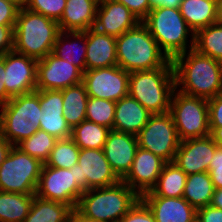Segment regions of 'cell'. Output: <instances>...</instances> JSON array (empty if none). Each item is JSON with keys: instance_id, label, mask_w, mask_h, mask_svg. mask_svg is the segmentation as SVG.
I'll return each instance as SVG.
<instances>
[{"instance_id": "6da1fadb", "label": "cell", "mask_w": 222, "mask_h": 222, "mask_svg": "<svg viewBox=\"0 0 222 222\" xmlns=\"http://www.w3.org/2000/svg\"><path fill=\"white\" fill-rule=\"evenodd\" d=\"M175 89L198 98L222 93V63L191 49L172 60Z\"/></svg>"}, {"instance_id": "7a4b0ae2", "label": "cell", "mask_w": 222, "mask_h": 222, "mask_svg": "<svg viewBox=\"0 0 222 222\" xmlns=\"http://www.w3.org/2000/svg\"><path fill=\"white\" fill-rule=\"evenodd\" d=\"M117 65L128 73L164 67L170 59L139 22L116 38Z\"/></svg>"}, {"instance_id": "3957f363", "label": "cell", "mask_w": 222, "mask_h": 222, "mask_svg": "<svg viewBox=\"0 0 222 222\" xmlns=\"http://www.w3.org/2000/svg\"><path fill=\"white\" fill-rule=\"evenodd\" d=\"M140 196L122 180L112 186L84 191L76 211L96 222H120Z\"/></svg>"}, {"instance_id": "277c9868", "label": "cell", "mask_w": 222, "mask_h": 222, "mask_svg": "<svg viewBox=\"0 0 222 222\" xmlns=\"http://www.w3.org/2000/svg\"><path fill=\"white\" fill-rule=\"evenodd\" d=\"M141 22L170 60L194 48L195 33L179 8H153Z\"/></svg>"}, {"instance_id": "5b68a950", "label": "cell", "mask_w": 222, "mask_h": 222, "mask_svg": "<svg viewBox=\"0 0 222 222\" xmlns=\"http://www.w3.org/2000/svg\"><path fill=\"white\" fill-rule=\"evenodd\" d=\"M58 21L25 9H19L14 26V51L34 58L43 59L53 51L60 34Z\"/></svg>"}, {"instance_id": "8992f818", "label": "cell", "mask_w": 222, "mask_h": 222, "mask_svg": "<svg viewBox=\"0 0 222 222\" xmlns=\"http://www.w3.org/2000/svg\"><path fill=\"white\" fill-rule=\"evenodd\" d=\"M175 89L173 64L164 67L129 73V95L152 114L170 111V101Z\"/></svg>"}, {"instance_id": "52a82bcc", "label": "cell", "mask_w": 222, "mask_h": 222, "mask_svg": "<svg viewBox=\"0 0 222 222\" xmlns=\"http://www.w3.org/2000/svg\"><path fill=\"white\" fill-rule=\"evenodd\" d=\"M0 109V135L16 146L38 131L42 116L40 90L13 97Z\"/></svg>"}, {"instance_id": "ba28073f", "label": "cell", "mask_w": 222, "mask_h": 222, "mask_svg": "<svg viewBox=\"0 0 222 222\" xmlns=\"http://www.w3.org/2000/svg\"><path fill=\"white\" fill-rule=\"evenodd\" d=\"M169 112L180 141L210 136L208 100L174 89Z\"/></svg>"}, {"instance_id": "9c48e42d", "label": "cell", "mask_w": 222, "mask_h": 222, "mask_svg": "<svg viewBox=\"0 0 222 222\" xmlns=\"http://www.w3.org/2000/svg\"><path fill=\"white\" fill-rule=\"evenodd\" d=\"M43 163L17 146L0 164V191L35 194Z\"/></svg>"}, {"instance_id": "30bf717a", "label": "cell", "mask_w": 222, "mask_h": 222, "mask_svg": "<svg viewBox=\"0 0 222 222\" xmlns=\"http://www.w3.org/2000/svg\"><path fill=\"white\" fill-rule=\"evenodd\" d=\"M138 147L151 151L166 162H173L180 139L170 112L152 114L136 135Z\"/></svg>"}, {"instance_id": "8fae6325", "label": "cell", "mask_w": 222, "mask_h": 222, "mask_svg": "<svg viewBox=\"0 0 222 222\" xmlns=\"http://www.w3.org/2000/svg\"><path fill=\"white\" fill-rule=\"evenodd\" d=\"M83 193L75 182L74 166L63 169L43 164L35 193L37 197L67 204L75 210Z\"/></svg>"}, {"instance_id": "7c38bea8", "label": "cell", "mask_w": 222, "mask_h": 222, "mask_svg": "<svg viewBox=\"0 0 222 222\" xmlns=\"http://www.w3.org/2000/svg\"><path fill=\"white\" fill-rule=\"evenodd\" d=\"M74 175L76 184L83 191L109 187L121 181L108 163L103 149H80Z\"/></svg>"}, {"instance_id": "4fadbf2b", "label": "cell", "mask_w": 222, "mask_h": 222, "mask_svg": "<svg viewBox=\"0 0 222 222\" xmlns=\"http://www.w3.org/2000/svg\"><path fill=\"white\" fill-rule=\"evenodd\" d=\"M82 83L88 97L116 102L129 94V73L118 65L86 70Z\"/></svg>"}, {"instance_id": "5bb4252c", "label": "cell", "mask_w": 222, "mask_h": 222, "mask_svg": "<svg viewBox=\"0 0 222 222\" xmlns=\"http://www.w3.org/2000/svg\"><path fill=\"white\" fill-rule=\"evenodd\" d=\"M83 71L52 52L37 63L36 90H62L82 83Z\"/></svg>"}, {"instance_id": "9a60e30c", "label": "cell", "mask_w": 222, "mask_h": 222, "mask_svg": "<svg viewBox=\"0 0 222 222\" xmlns=\"http://www.w3.org/2000/svg\"><path fill=\"white\" fill-rule=\"evenodd\" d=\"M37 63L34 58L10 51L5 54V88L11 98L36 90Z\"/></svg>"}, {"instance_id": "2e32d148", "label": "cell", "mask_w": 222, "mask_h": 222, "mask_svg": "<svg viewBox=\"0 0 222 222\" xmlns=\"http://www.w3.org/2000/svg\"><path fill=\"white\" fill-rule=\"evenodd\" d=\"M167 162L151 151L137 148L130 171L122 179L139 196L151 191L156 185Z\"/></svg>"}, {"instance_id": "e0dca14e", "label": "cell", "mask_w": 222, "mask_h": 222, "mask_svg": "<svg viewBox=\"0 0 222 222\" xmlns=\"http://www.w3.org/2000/svg\"><path fill=\"white\" fill-rule=\"evenodd\" d=\"M216 146L210 136L180 141L173 162L187 175L208 172Z\"/></svg>"}, {"instance_id": "ac0fdd59", "label": "cell", "mask_w": 222, "mask_h": 222, "mask_svg": "<svg viewBox=\"0 0 222 222\" xmlns=\"http://www.w3.org/2000/svg\"><path fill=\"white\" fill-rule=\"evenodd\" d=\"M141 22L126 6L112 0H101L96 11L94 29L98 32L119 37Z\"/></svg>"}, {"instance_id": "d6986e66", "label": "cell", "mask_w": 222, "mask_h": 222, "mask_svg": "<svg viewBox=\"0 0 222 222\" xmlns=\"http://www.w3.org/2000/svg\"><path fill=\"white\" fill-rule=\"evenodd\" d=\"M137 148L136 135L113 129L109 131L103 150L108 163L121 180L130 171Z\"/></svg>"}, {"instance_id": "ffe728a7", "label": "cell", "mask_w": 222, "mask_h": 222, "mask_svg": "<svg viewBox=\"0 0 222 222\" xmlns=\"http://www.w3.org/2000/svg\"><path fill=\"white\" fill-rule=\"evenodd\" d=\"M41 129L56 139L71 137V128L63 115V96L61 90H40Z\"/></svg>"}, {"instance_id": "44dd1931", "label": "cell", "mask_w": 222, "mask_h": 222, "mask_svg": "<svg viewBox=\"0 0 222 222\" xmlns=\"http://www.w3.org/2000/svg\"><path fill=\"white\" fill-rule=\"evenodd\" d=\"M156 222H191L197 210L183 197L140 196Z\"/></svg>"}, {"instance_id": "7402d4cb", "label": "cell", "mask_w": 222, "mask_h": 222, "mask_svg": "<svg viewBox=\"0 0 222 222\" xmlns=\"http://www.w3.org/2000/svg\"><path fill=\"white\" fill-rule=\"evenodd\" d=\"M86 70L117 65L116 38L98 32L86 31Z\"/></svg>"}, {"instance_id": "603a6c76", "label": "cell", "mask_w": 222, "mask_h": 222, "mask_svg": "<svg viewBox=\"0 0 222 222\" xmlns=\"http://www.w3.org/2000/svg\"><path fill=\"white\" fill-rule=\"evenodd\" d=\"M151 115L152 113L128 94L116 101L113 130L137 135Z\"/></svg>"}, {"instance_id": "cb8c5ba5", "label": "cell", "mask_w": 222, "mask_h": 222, "mask_svg": "<svg viewBox=\"0 0 222 222\" xmlns=\"http://www.w3.org/2000/svg\"><path fill=\"white\" fill-rule=\"evenodd\" d=\"M98 4V0H67L58 21L60 30L84 32L93 28Z\"/></svg>"}, {"instance_id": "d4e9b609", "label": "cell", "mask_w": 222, "mask_h": 222, "mask_svg": "<svg viewBox=\"0 0 222 222\" xmlns=\"http://www.w3.org/2000/svg\"><path fill=\"white\" fill-rule=\"evenodd\" d=\"M52 53L85 72L86 31H61L55 41Z\"/></svg>"}, {"instance_id": "484cf974", "label": "cell", "mask_w": 222, "mask_h": 222, "mask_svg": "<svg viewBox=\"0 0 222 222\" xmlns=\"http://www.w3.org/2000/svg\"><path fill=\"white\" fill-rule=\"evenodd\" d=\"M187 176L174 162H167L156 185L141 196L183 197Z\"/></svg>"}, {"instance_id": "4316f807", "label": "cell", "mask_w": 222, "mask_h": 222, "mask_svg": "<svg viewBox=\"0 0 222 222\" xmlns=\"http://www.w3.org/2000/svg\"><path fill=\"white\" fill-rule=\"evenodd\" d=\"M217 0H182L179 10L194 33L216 23Z\"/></svg>"}, {"instance_id": "83f0119b", "label": "cell", "mask_w": 222, "mask_h": 222, "mask_svg": "<svg viewBox=\"0 0 222 222\" xmlns=\"http://www.w3.org/2000/svg\"><path fill=\"white\" fill-rule=\"evenodd\" d=\"M73 209L64 203L33 198L30 210L23 222H70Z\"/></svg>"}, {"instance_id": "f1b7e54d", "label": "cell", "mask_w": 222, "mask_h": 222, "mask_svg": "<svg viewBox=\"0 0 222 222\" xmlns=\"http://www.w3.org/2000/svg\"><path fill=\"white\" fill-rule=\"evenodd\" d=\"M214 190L209 172L192 173L187 176L183 198L197 210L211 204Z\"/></svg>"}, {"instance_id": "f546056e", "label": "cell", "mask_w": 222, "mask_h": 222, "mask_svg": "<svg viewBox=\"0 0 222 222\" xmlns=\"http://www.w3.org/2000/svg\"><path fill=\"white\" fill-rule=\"evenodd\" d=\"M63 115L67 124L72 129L86 120V104L88 94L83 83L62 89Z\"/></svg>"}, {"instance_id": "4dcf8cb0", "label": "cell", "mask_w": 222, "mask_h": 222, "mask_svg": "<svg viewBox=\"0 0 222 222\" xmlns=\"http://www.w3.org/2000/svg\"><path fill=\"white\" fill-rule=\"evenodd\" d=\"M34 196L0 191V222H23Z\"/></svg>"}, {"instance_id": "1f68e13d", "label": "cell", "mask_w": 222, "mask_h": 222, "mask_svg": "<svg viewBox=\"0 0 222 222\" xmlns=\"http://www.w3.org/2000/svg\"><path fill=\"white\" fill-rule=\"evenodd\" d=\"M111 129L83 120L71 129V138L80 149H103Z\"/></svg>"}, {"instance_id": "d6a6232c", "label": "cell", "mask_w": 222, "mask_h": 222, "mask_svg": "<svg viewBox=\"0 0 222 222\" xmlns=\"http://www.w3.org/2000/svg\"><path fill=\"white\" fill-rule=\"evenodd\" d=\"M193 49L222 63V25L213 23L197 30Z\"/></svg>"}, {"instance_id": "836d02e7", "label": "cell", "mask_w": 222, "mask_h": 222, "mask_svg": "<svg viewBox=\"0 0 222 222\" xmlns=\"http://www.w3.org/2000/svg\"><path fill=\"white\" fill-rule=\"evenodd\" d=\"M58 139L38 129L36 133L23 139L16 146L31 157L39 159L43 164L49 159L51 150Z\"/></svg>"}, {"instance_id": "e575fe53", "label": "cell", "mask_w": 222, "mask_h": 222, "mask_svg": "<svg viewBox=\"0 0 222 222\" xmlns=\"http://www.w3.org/2000/svg\"><path fill=\"white\" fill-rule=\"evenodd\" d=\"M80 148L70 137L56 141L51 150L49 159L45 162L46 166L52 168L70 169L78 162Z\"/></svg>"}, {"instance_id": "d590c367", "label": "cell", "mask_w": 222, "mask_h": 222, "mask_svg": "<svg viewBox=\"0 0 222 222\" xmlns=\"http://www.w3.org/2000/svg\"><path fill=\"white\" fill-rule=\"evenodd\" d=\"M116 102L89 97L86 104V120L113 129Z\"/></svg>"}, {"instance_id": "8d00e7d4", "label": "cell", "mask_w": 222, "mask_h": 222, "mask_svg": "<svg viewBox=\"0 0 222 222\" xmlns=\"http://www.w3.org/2000/svg\"><path fill=\"white\" fill-rule=\"evenodd\" d=\"M66 1L67 0H31L27 9L59 21L63 15Z\"/></svg>"}, {"instance_id": "74e56055", "label": "cell", "mask_w": 222, "mask_h": 222, "mask_svg": "<svg viewBox=\"0 0 222 222\" xmlns=\"http://www.w3.org/2000/svg\"><path fill=\"white\" fill-rule=\"evenodd\" d=\"M120 222H156L148 206L139 199L134 206L121 218Z\"/></svg>"}, {"instance_id": "f35d334b", "label": "cell", "mask_w": 222, "mask_h": 222, "mask_svg": "<svg viewBox=\"0 0 222 222\" xmlns=\"http://www.w3.org/2000/svg\"><path fill=\"white\" fill-rule=\"evenodd\" d=\"M215 189L222 188V147L216 146L208 170Z\"/></svg>"}, {"instance_id": "ab89813d", "label": "cell", "mask_w": 222, "mask_h": 222, "mask_svg": "<svg viewBox=\"0 0 222 222\" xmlns=\"http://www.w3.org/2000/svg\"><path fill=\"white\" fill-rule=\"evenodd\" d=\"M209 126L222 127V93L208 100Z\"/></svg>"}, {"instance_id": "60d3db41", "label": "cell", "mask_w": 222, "mask_h": 222, "mask_svg": "<svg viewBox=\"0 0 222 222\" xmlns=\"http://www.w3.org/2000/svg\"><path fill=\"white\" fill-rule=\"evenodd\" d=\"M126 6L140 21L150 12L149 0H112Z\"/></svg>"}, {"instance_id": "b9f144b4", "label": "cell", "mask_w": 222, "mask_h": 222, "mask_svg": "<svg viewBox=\"0 0 222 222\" xmlns=\"http://www.w3.org/2000/svg\"><path fill=\"white\" fill-rule=\"evenodd\" d=\"M19 8L9 0H0V25H16Z\"/></svg>"}, {"instance_id": "7bdbcfd3", "label": "cell", "mask_w": 222, "mask_h": 222, "mask_svg": "<svg viewBox=\"0 0 222 222\" xmlns=\"http://www.w3.org/2000/svg\"><path fill=\"white\" fill-rule=\"evenodd\" d=\"M14 26L0 25V56L14 49Z\"/></svg>"}, {"instance_id": "ee69618b", "label": "cell", "mask_w": 222, "mask_h": 222, "mask_svg": "<svg viewBox=\"0 0 222 222\" xmlns=\"http://www.w3.org/2000/svg\"><path fill=\"white\" fill-rule=\"evenodd\" d=\"M197 216L201 222H222V209L207 205L197 209Z\"/></svg>"}, {"instance_id": "f6af8a7d", "label": "cell", "mask_w": 222, "mask_h": 222, "mask_svg": "<svg viewBox=\"0 0 222 222\" xmlns=\"http://www.w3.org/2000/svg\"><path fill=\"white\" fill-rule=\"evenodd\" d=\"M5 80V54L0 56V106L6 104L11 97L6 92Z\"/></svg>"}, {"instance_id": "bcb514c9", "label": "cell", "mask_w": 222, "mask_h": 222, "mask_svg": "<svg viewBox=\"0 0 222 222\" xmlns=\"http://www.w3.org/2000/svg\"><path fill=\"white\" fill-rule=\"evenodd\" d=\"M13 145L10 144L5 138L0 135V164L5 160L8 156L10 150Z\"/></svg>"}, {"instance_id": "7dc6e473", "label": "cell", "mask_w": 222, "mask_h": 222, "mask_svg": "<svg viewBox=\"0 0 222 222\" xmlns=\"http://www.w3.org/2000/svg\"><path fill=\"white\" fill-rule=\"evenodd\" d=\"M210 137L218 146L222 147V127H210Z\"/></svg>"}, {"instance_id": "c3c4849f", "label": "cell", "mask_w": 222, "mask_h": 222, "mask_svg": "<svg viewBox=\"0 0 222 222\" xmlns=\"http://www.w3.org/2000/svg\"><path fill=\"white\" fill-rule=\"evenodd\" d=\"M210 205L215 208L222 209V188L214 190Z\"/></svg>"}, {"instance_id": "681fc988", "label": "cell", "mask_w": 222, "mask_h": 222, "mask_svg": "<svg viewBox=\"0 0 222 222\" xmlns=\"http://www.w3.org/2000/svg\"><path fill=\"white\" fill-rule=\"evenodd\" d=\"M70 222H96L81 216L76 210H73Z\"/></svg>"}, {"instance_id": "f907efd6", "label": "cell", "mask_w": 222, "mask_h": 222, "mask_svg": "<svg viewBox=\"0 0 222 222\" xmlns=\"http://www.w3.org/2000/svg\"><path fill=\"white\" fill-rule=\"evenodd\" d=\"M216 23L222 25V0H217Z\"/></svg>"}, {"instance_id": "816d5d0a", "label": "cell", "mask_w": 222, "mask_h": 222, "mask_svg": "<svg viewBox=\"0 0 222 222\" xmlns=\"http://www.w3.org/2000/svg\"><path fill=\"white\" fill-rule=\"evenodd\" d=\"M182 0H165L162 2V7L179 8Z\"/></svg>"}, {"instance_id": "f5cc1de1", "label": "cell", "mask_w": 222, "mask_h": 222, "mask_svg": "<svg viewBox=\"0 0 222 222\" xmlns=\"http://www.w3.org/2000/svg\"><path fill=\"white\" fill-rule=\"evenodd\" d=\"M11 3H13L17 8L19 9H25L31 2V0H9Z\"/></svg>"}, {"instance_id": "db71d44e", "label": "cell", "mask_w": 222, "mask_h": 222, "mask_svg": "<svg viewBox=\"0 0 222 222\" xmlns=\"http://www.w3.org/2000/svg\"><path fill=\"white\" fill-rule=\"evenodd\" d=\"M162 2H165V0H149L151 9L162 7Z\"/></svg>"}, {"instance_id": "11a10c76", "label": "cell", "mask_w": 222, "mask_h": 222, "mask_svg": "<svg viewBox=\"0 0 222 222\" xmlns=\"http://www.w3.org/2000/svg\"><path fill=\"white\" fill-rule=\"evenodd\" d=\"M191 222H201V220L198 218V216L196 215L195 218L191 221Z\"/></svg>"}]
</instances>
